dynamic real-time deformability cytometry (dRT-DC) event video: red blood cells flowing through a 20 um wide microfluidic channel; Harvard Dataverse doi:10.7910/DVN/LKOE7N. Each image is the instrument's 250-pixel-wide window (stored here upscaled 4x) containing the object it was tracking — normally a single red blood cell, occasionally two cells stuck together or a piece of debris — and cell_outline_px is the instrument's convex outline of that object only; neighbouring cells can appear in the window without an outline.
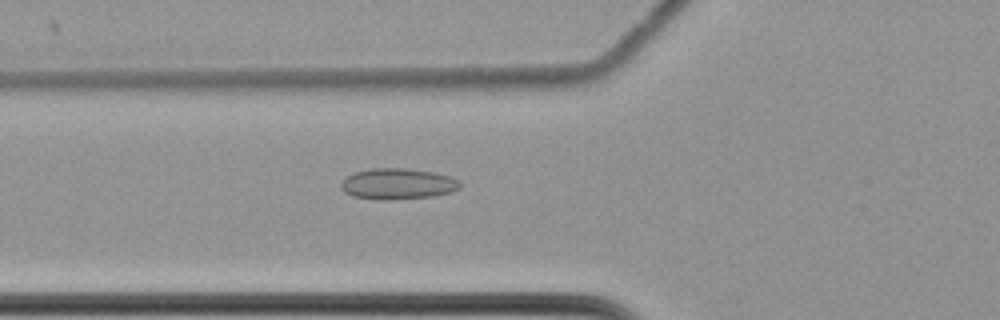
{"species": "common noctule bat (a hibernating species)", "species_latin": "Nyctalus noctula", "temperature_condition": "cold", "stored_images_in_passage": 42, "camera_frame_rate_fps": 3000, "um_per_image_px": 0.085, "animal": {"sex": "female", "body_mass_g": 22.7, "forearm_length_mm": 54.2}, "frame": {"image": 1, "passage_image": 5, "time_ms": 1.333, "image_size_px": [1000, 320], "cell_outline_px": [[460, 188], [452, 192], [432, 196], [392, 200], [380, 200], [352, 196], [344, 192], [340, 188], [340, 184], [352, 172], [368, 168], [404, 168], [436, 172], [460, 180]], "centroid_in_image_um": [33.79, 15.62], "position_along_channel_um": 92.0, "area_um2": 21.73}}
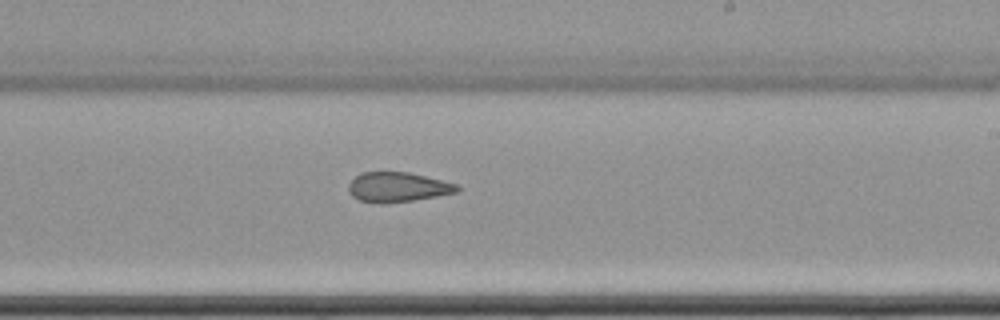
{"frame": {"image": 2, "passage_image": 19, "time_ms": 6.0, "image_size_px": [1000, 320], "cell_outline_px": [[460, 188], [456, 192], [436, 196], [412, 200], [360, 200], [352, 196], [348, 192], [348, 184], [360, 172], [408, 172], [456, 184]], "centroid_in_image_um": [33.79, 15.85], "position_along_channel_um": 255.2, "area_um2": 17.86}}
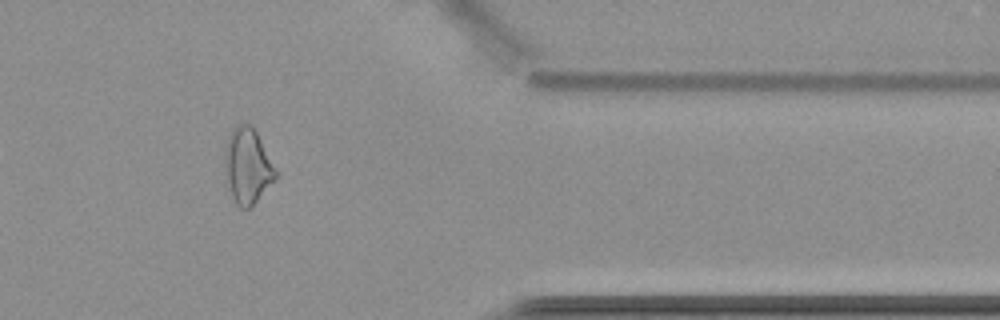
{"frame": {"image": 3, "passage_image": 32, "time_ms": 10.333, "image_size_px": [1000, 320], "cell_outline_px": [[280, 172], [256, 200], [248, 208], [240, 208], [236, 204], [232, 196], [224, 172], [224, 152], [228, 136], [232, 128], [236, 124], [248, 124], [256, 132]], "centroid_in_image_um": [21.03, 14.07], "position_along_channel_um": 390.4, "area_um2": 22.31}, "authors_computed_cell_mechanics": {"area_um2": 19.8254, "velocity_mm_per_s": 3.4926, "shape_relaxation_time_tau1_ms": null, "shape_relaxation_time_tau2_ms": 3.524, "deformation_change_tau1": null, "deformation_change_tau2": 0.0968}}